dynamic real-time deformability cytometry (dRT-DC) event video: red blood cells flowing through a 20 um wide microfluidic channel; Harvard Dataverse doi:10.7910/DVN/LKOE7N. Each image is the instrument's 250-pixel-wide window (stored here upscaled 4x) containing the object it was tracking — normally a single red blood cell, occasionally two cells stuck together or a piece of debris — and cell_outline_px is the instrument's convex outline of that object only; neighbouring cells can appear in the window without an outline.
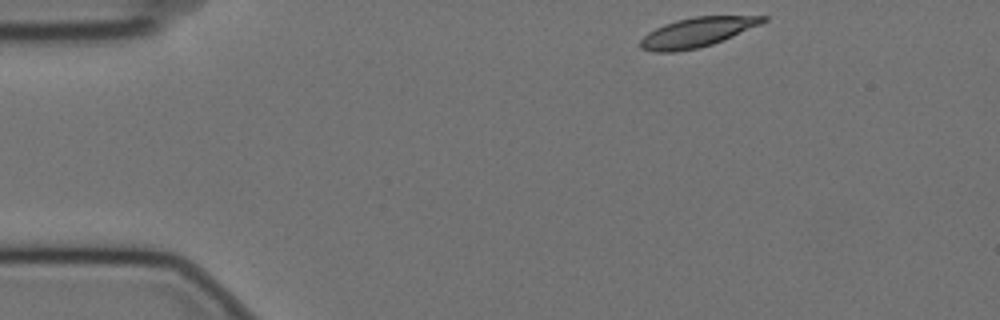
{"species": "Egyptian fruit bat (a non-hibernating species)", "species_latin": "Rousettus aegyptiacus", "temperature_condition": "cold", "stored_images_in_passage": 48, "camera_frame_rate_fps": 3000, "um_per_image_px": 0.085, "animal": {"sex": "female"}, "frame": {"image": 1, "passage_image": 1, "time_ms": 0.0, "image_size_px": [1000, 320], "cell_outline_px": [[768, 20], [760, 24], [732, 36], [712, 44], [700, 48], [672, 52], [656, 52], [640, 48], [640, 40], [648, 32], [664, 24], [676, 20], [696, 16], [768, 16]], "centroid_in_image_um": [59.23, 2.74], "position_along_channel_um": 25.8, "area_um2": 20.87}}
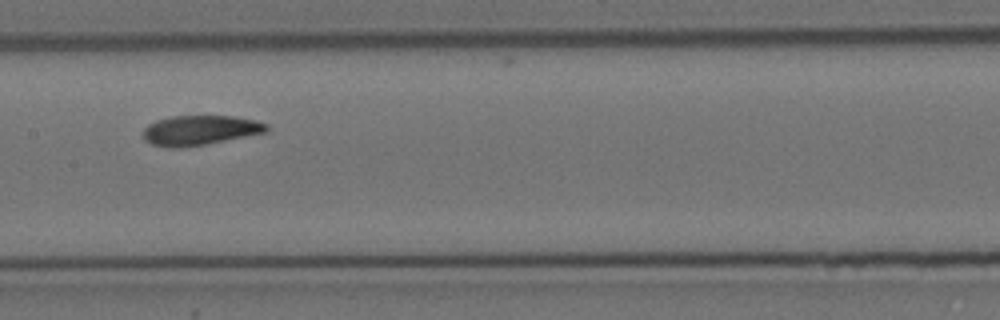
{"frame": {"image": 2, "passage_image": 21, "time_ms": 6.667, "image_size_px": [1000, 320], "cell_outline_px": [[268, 132], [204, 144], [180, 148], [168, 148], [152, 144], [144, 140], [144, 128], [148, 124], [156, 120], [172, 116], [232, 116], [256, 120], [268, 124]], "centroid_in_image_um": [16.99, 11.07], "position_along_channel_um": 190.4, "area_um2": 21.39}}
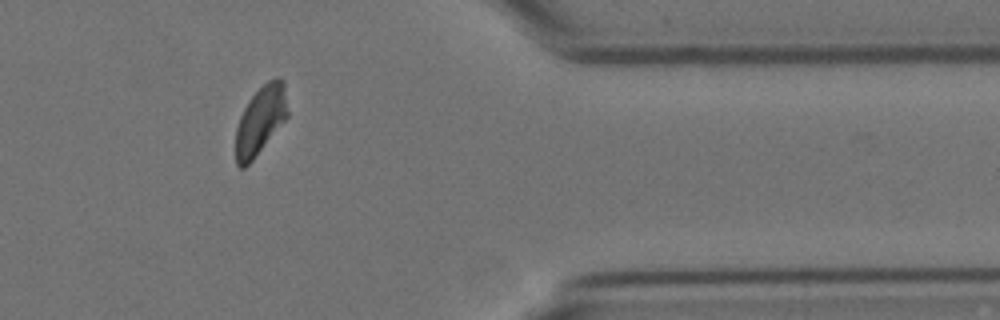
{"frame": {"image": 3, "passage_image": 40, "time_ms": 13.0, "image_size_px": [1000, 320], "cell_outline_px": [[288, 116], [252, 160], [244, 168], [240, 168], [236, 164], [236, 128], [240, 116], [248, 100], [268, 80], [276, 76], [284, 84], [288, 112]], "centroid_in_image_um": [22.13, 10.22], "position_along_channel_um": 389.3, "area_um2": 20.29}}